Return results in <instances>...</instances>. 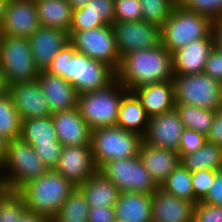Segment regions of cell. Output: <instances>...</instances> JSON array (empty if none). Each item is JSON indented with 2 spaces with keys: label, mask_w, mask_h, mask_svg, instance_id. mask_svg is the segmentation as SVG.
Wrapping results in <instances>:
<instances>
[{
  "label": "cell",
  "mask_w": 222,
  "mask_h": 222,
  "mask_svg": "<svg viewBox=\"0 0 222 222\" xmlns=\"http://www.w3.org/2000/svg\"><path fill=\"white\" fill-rule=\"evenodd\" d=\"M185 9L208 16L212 21L222 19V0H184Z\"/></svg>",
  "instance_id": "cell-36"
},
{
  "label": "cell",
  "mask_w": 222,
  "mask_h": 222,
  "mask_svg": "<svg viewBox=\"0 0 222 222\" xmlns=\"http://www.w3.org/2000/svg\"><path fill=\"white\" fill-rule=\"evenodd\" d=\"M38 82L52 113L78 108L76 88L59 75L39 71Z\"/></svg>",
  "instance_id": "cell-18"
},
{
  "label": "cell",
  "mask_w": 222,
  "mask_h": 222,
  "mask_svg": "<svg viewBox=\"0 0 222 222\" xmlns=\"http://www.w3.org/2000/svg\"><path fill=\"white\" fill-rule=\"evenodd\" d=\"M142 20V9L139 0H115L114 21Z\"/></svg>",
  "instance_id": "cell-38"
},
{
  "label": "cell",
  "mask_w": 222,
  "mask_h": 222,
  "mask_svg": "<svg viewBox=\"0 0 222 222\" xmlns=\"http://www.w3.org/2000/svg\"><path fill=\"white\" fill-rule=\"evenodd\" d=\"M103 25H107V23L101 17H98L94 12H86L80 7L73 10L69 31H84Z\"/></svg>",
  "instance_id": "cell-37"
},
{
  "label": "cell",
  "mask_w": 222,
  "mask_h": 222,
  "mask_svg": "<svg viewBox=\"0 0 222 222\" xmlns=\"http://www.w3.org/2000/svg\"><path fill=\"white\" fill-rule=\"evenodd\" d=\"M57 137L62 146L91 145V129L78 108L52 113Z\"/></svg>",
  "instance_id": "cell-20"
},
{
  "label": "cell",
  "mask_w": 222,
  "mask_h": 222,
  "mask_svg": "<svg viewBox=\"0 0 222 222\" xmlns=\"http://www.w3.org/2000/svg\"><path fill=\"white\" fill-rule=\"evenodd\" d=\"M19 222H52L48 217L26 211Z\"/></svg>",
  "instance_id": "cell-49"
},
{
  "label": "cell",
  "mask_w": 222,
  "mask_h": 222,
  "mask_svg": "<svg viewBox=\"0 0 222 222\" xmlns=\"http://www.w3.org/2000/svg\"><path fill=\"white\" fill-rule=\"evenodd\" d=\"M35 5L41 26L69 33L73 9L67 0H38Z\"/></svg>",
  "instance_id": "cell-27"
},
{
  "label": "cell",
  "mask_w": 222,
  "mask_h": 222,
  "mask_svg": "<svg viewBox=\"0 0 222 222\" xmlns=\"http://www.w3.org/2000/svg\"><path fill=\"white\" fill-rule=\"evenodd\" d=\"M20 138L30 145L61 144L51 116L22 120Z\"/></svg>",
  "instance_id": "cell-28"
},
{
  "label": "cell",
  "mask_w": 222,
  "mask_h": 222,
  "mask_svg": "<svg viewBox=\"0 0 222 222\" xmlns=\"http://www.w3.org/2000/svg\"><path fill=\"white\" fill-rule=\"evenodd\" d=\"M138 156L158 187L180 163L176 151L154 147L144 142L141 143Z\"/></svg>",
  "instance_id": "cell-22"
},
{
  "label": "cell",
  "mask_w": 222,
  "mask_h": 222,
  "mask_svg": "<svg viewBox=\"0 0 222 222\" xmlns=\"http://www.w3.org/2000/svg\"><path fill=\"white\" fill-rule=\"evenodd\" d=\"M114 3L115 0H90L81 8L86 12H94L108 25H112L114 22Z\"/></svg>",
  "instance_id": "cell-41"
},
{
  "label": "cell",
  "mask_w": 222,
  "mask_h": 222,
  "mask_svg": "<svg viewBox=\"0 0 222 222\" xmlns=\"http://www.w3.org/2000/svg\"><path fill=\"white\" fill-rule=\"evenodd\" d=\"M149 120L141 101L133 92H127L119 105L116 126L144 137Z\"/></svg>",
  "instance_id": "cell-25"
},
{
  "label": "cell",
  "mask_w": 222,
  "mask_h": 222,
  "mask_svg": "<svg viewBox=\"0 0 222 222\" xmlns=\"http://www.w3.org/2000/svg\"><path fill=\"white\" fill-rule=\"evenodd\" d=\"M89 205L82 190L76 186L62 204L52 222H87Z\"/></svg>",
  "instance_id": "cell-31"
},
{
  "label": "cell",
  "mask_w": 222,
  "mask_h": 222,
  "mask_svg": "<svg viewBox=\"0 0 222 222\" xmlns=\"http://www.w3.org/2000/svg\"><path fill=\"white\" fill-rule=\"evenodd\" d=\"M142 20L161 27L176 5L173 0H139Z\"/></svg>",
  "instance_id": "cell-34"
},
{
  "label": "cell",
  "mask_w": 222,
  "mask_h": 222,
  "mask_svg": "<svg viewBox=\"0 0 222 222\" xmlns=\"http://www.w3.org/2000/svg\"><path fill=\"white\" fill-rule=\"evenodd\" d=\"M7 91V85L5 83V80L3 78V72L2 68L0 66V95L5 93Z\"/></svg>",
  "instance_id": "cell-53"
},
{
  "label": "cell",
  "mask_w": 222,
  "mask_h": 222,
  "mask_svg": "<svg viewBox=\"0 0 222 222\" xmlns=\"http://www.w3.org/2000/svg\"><path fill=\"white\" fill-rule=\"evenodd\" d=\"M211 34L214 48L222 52V19L213 21Z\"/></svg>",
  "instance_id": "cell-48"
},
{
  "label": "cell",
  "mask_w": 222,
  "mask_h": 222,
  "mask_svg": "<svg viewBox=\"0 0 222 222\" xmlns=\"http://www.w3.org/2000/svg\"><path fill=\"white\" fill-rule=\"evenodd\" d=\"M11 191H17L28 181L41 177L49 168L40 160L34 148L21 138L10 140L7 157L0 166Z\"/></svg>",
  "instance_id": "cell-7"
},
{
  "label": "cell",
  "mask_w": 222,
  "mask_h": 222,
  "mask_svg": "<svg viewBox=\"0 0 222 222\" xmlns=\"http://www.w3.org/2000/svg\"><path fill=\"white\" fill-rule=\"evenodd\" d=\"M175 4H181L184 0H173Z\"/></svg>",
  "instance_id": "cell-55"
},
{
  "label": "cell",
  "mask_w": 222,
  "mask_h": 222,
  "mask_svg": "<svg viewBox=\"0 0 222 222\" xmlns=\"http://www.w3.org/2000/svg\"><path fill=\"white\" fill-rule=\"evenodd\" d=\"M152 222H194L195 203L177 198L160 187L151 195Z\"/></svg>",
  "instance_id": "cell-19"
},
{
  "label": "cell",
  "mask_w": 222,
  "mask_h": 222,
  "mask_svg": "<svg viewBox=\"0 0 222 222\" xmlns=\"http://www.w3.org/2000/svg\"><path fill=\"white\" fill-rule=\"evenodd\" d=\"M28 40L35 66L39 71L47 70L55 55L70 43L68 32L43 26Z\"/></svg>",
  "instance_id": "cell-17"
},
{
  "label": "cell",
  "mask_w": 222,
  "mask_h": 222,
  "mask_svg": "<svg viewBox=\"0 0 222 222\" xmlns=\"http://www.w3.org/2000/svg\"><path fill=\"white\" fill-rule=\"evenodd\" d=\"M9 141L8 138L0 133V166L6 160Z\"/></svg>",
  "instance_id": "cell-50"
},
{
  "label": "cell",
  "mask_w": 222,
  "mask_h": 222,
  "mask_svg": "<svg viewBox=\"0 0 222 222\" xmlns=\"http://www.w3.org/2000/svg\"><path fill=\"white\" fill-rule=\"evenodd\" d=\"M194 222H222V207L198 202L194 208Z\"/></svg>",
  "instance_id": "cell-42"
},
{
  "label": "cell",
  "mask_w": 222,
  "mask_h": 222,
  "mask_svg": "<svg viewBox=\"0 0 222 222\" xmlns=\"http://www.w3.org/2000/svg\"><path fill=\"white\" fill-rule=\"evenodd\" d=\"M78 187L84 193L89 208L114 207L120 193L115 184L99 172Z\"/></svg>",
  "instance_id": "cell-26"
},
{
  "label": "cell",
  "mask_w": 222,
  "mask_h": 222,
  "mask_svg": "<svg viewBox=\"0 0 222 222\" xmlns=\"http://www.w3.org/2000/svg\"><path fill=\"white\" fill-rule=\"evenodd\" d=\"M172 54L162 45L133 51L121 57L116 80L128 92L154 83L173 81Z\"/></svg>",
  "instance_id": "cell-2"
},
{
  "label": "cell",
  "mask_w": 222,
  "mask_h": 222,
  "mask_svg": "<svg viewBox=\"0 0 222 222\" xmlns=\"http://www.w3.org/2000/svg\"><path fill=\"white\" fill-rule=\"evenodd\" d=\"M143 137L117 126L101 127L91 131V148L99 169L111 160L138 156Z\"/></svg>",
  "instance_id": "cell-6"
},
{
  "label": "cell",
  "mask_w": 222,
  "mask_h": 222,
  "mask_svg": "<svg viewBox=\"0 0 222 222\" xmlns=\"http://www.w3.org/2000/svg\"><path fill=\"white\" fill-rule=\"evenodd\" d=\"M7 92L21 120L52 115L47 99L37 79L9 85Z\"/></svg>",
  "instance_id": "cell-15"
},
{
  "label": "cell",
  "mask_w": 222,
  "mask_h": 222,
  "mask_svg": "<svg viewBox=\"0 0 222 222\" xmlns=\"http://www.w3.org/2000/svg\"><path fill=\"white\" fill-rule=\"evenodd\" d=\"M160 188L177 198L195 203L191 172L181 163L170 173Z\"/></svg>",
  "instance_id": "cell-32"
},
{
  "label": "cell",
  "mask_w": 222,
  "mask_h": 222,
  "mask_svg": "<svg viewBox=\"0 0 222 222\" xmlns=\"http://www.w3.org/2000/svg\"><path fill=\"white\" fill-rule=\"evenodd\" d=\"M114 207L89 208L87 222H115Z\"/></svg>",
  "instance_id": "cell-46"
},
{
  "label": "cell",
  "mask_w": 222,
  "mask_h": 222,
  "mask_svg": "<svg viewBox=\"0 0 222 222\" xmlns=\"http://www.w3.org/2000/svg\"><path fill=\"white\" fill-rule=\"evenodd\" d=\"M217 172L214 170H202L191 173L195 204L206 197Z\"/></svg>",
  "instance_id": "cell-40"
},
{
  "label": "cell",
  "mask_w": 222,
  "mask_h": 222,
  "mask_svg": "<svg viewBox=\"0 0 222 222\" xmlns=\"http://www.w3.org/2000/svg\"><path fill=\"white\" fill-rule=\"evenodd\" d=\"M203 73L222 84V52L215 48L210 51Z\"/></svg>",
  "instance_id": "cell-44"
},
{
  "label": "cell",
  "mask_w": 222,
  "mask_h": 222,
  "mask_svg": "<svg viewBox=\"0 0 222 222\" xmlns=\"http://www.w3.org/2000/svg\"><path fill=\"white\" fill-rule=\"evenodd\" d=\"M40 26L34 1L7 0L0 35L28 39Z\"/></svg>",
  "instance_id": "cell-13"
},
{
  "label": "cell",
  "mask_w": 222,
  "mask_h": 222,
  "mask_svg": "<svg viewBox=\"0 0 222 222\" xmlns=\"http://www.w3.org/2000/svg\"><path fill=\"white\" fill-rule=\"evenodd\" d=\"M115 42L121 57L133 51L152 49L161 44L160 27L139 21H114Z\"/></svg>",
  "instance_id": "cell-12"
},
{
  "label": "cell",
  "mask_w": 222,
  "mask_h": 222,
  "mask_svg": "<svg viewBox=\"0 0 222 222\" xmlns=\"http://www.w3.org/2000/svg\"><path fill=\"white\" fill-rule=\"evenodd\" d=\"M175 109L184 128L207 135L212 125L215 111L188 104H176Z\"/></svg>",
  "instance_id": "cell-30"
},
{
  "label": "cell",
  "mask_w": 222,
  "mask_h": 222,
  "mask_svg": "<svg viewBox=\"0 0 222 222\" xmlns=\"http://www.w3.org/2000/svg\"><path fill=\"white\" fill-rule=\"evenodd\" d=\"M46 71L70 82L78 94L103 89L116 80L112 67L78 53L71 43L55 55Z\"/></svg>",
  "instance_id": "cell-1"
},
{
  "label": "cell",
  "mask_w": 222,
  "mask_h": 222,
  "mask_svg": "<svg viewBox=\"0 0 222 222\" xmlns=\"http://www.w3.org/2000/svg\"><path fill=\"white\" fill-rule=\"evenodd\" d=\"M6 2H7V0H0V26H1L3 16L5 13Z\"/></svg>",
  "instance_id": "cell-54"
},
{
  "label": "cell",
  "mask_w": 222,
  "mask_h": 222,
  "mask_svg": "<svg viewBox=\"0 0 222 222\" xmlns=\"http://www.w3.org/2000/svg\"><path fill=\"white\" fill-rule=\"evenodd\" d=\"M128 90L117 80L107 87L78 95V109L91 130L114 127L119 105Z\"/></svg>",
  "instance_id": "cell-5"
},
{
  "label": "cell",
  "mask_w": 222,
  "mask_h": 222,
  "mask_svg": "<svg viewBox=\"0 0 222 222\" xmlns=\"http://www.w3.org/2000/svg\"><path fill=\"white\" fill-rule=\"evenodd\" d=\"M0 66L7 87L38 79L39 70L27 38L0 35Z\"/></svg>",
  "instance_id": "cell-8"
},
{
  "label": "cell",
  "mask_w": 222,
  "mask_h": 222,
  "mask_svg": "<svg viewBox=\"0 0 222 222\" xmlns=\"http://www.w3.org/2000/svg\"><path fill=\"white\" fill-rule=\"evenodd\" d=\"M54 170L75 186L84 183L98 172L91 145L64 146Z\"/></svg>",
  "instance_id": "cell-14"
},
{
  "label": "cell",
  "mask_w": 222,
  "mask_h": 222,
  "mask_svg": "<svg viewBox=\"0 0 222 222\" xmlns=\"http://www.w3.org/2000/svg\"><path fill=\"white\" fill-rule=\"evenodd\" d=\"M10 187L8 186L7 180L5 176L2 174L0 170V202L10 193Z\"/></svg>",
  "instance_id": "cell-51"
},
{
  "label": "cell",
  "mask_w": 222,
  "mask_h": 222,
  "mask_svg": "<svg viewBox=\"0 0 222 222\" xmlns=\"http://www.w3.org/2000/svg\"><path fill=\"white\" fill-rule=\"evenodd\" d=\"M69 40L78 53L103 62L115 71L118 70L121 56L117 49L112 25L107 24L84 31H69Z\"/></svg>",
  "instance_id": "cell-11"
},
{
  "label": "cell",
  "mask_w": 222,
  "mask_h": 222,
  "mask_svg": "<svg viewBox=\"0 0 222 222\" xmlns=\"http://www.w3.org/2000/svg\"><path fill=\"white\" fill-rule=\"evenodd\" d=\"M207 142L206 135L184 128L178 145V156L181 158L186 154L196 152Z\"/></svg>",
  "instance_id": "cell-39"
},
{
  "label": "cell",
  "mask_w": 222,
  "mask_h": 222,
  "mask_svg": "<svg viewBox=\"0 0 222 222\" xmlns=\"http://www.w3.org/2000/svg\"><path fill=\"white\" fill-rule=\"evenodd\" d=\"M184 125L176 111L150 117L143 142L154 147L178 151Z\"/></svg>",
  "instance_id": "cell-16"
},
{
  "label": "cell",
  "mask_w": 222,
  "mask_h": 222,
  "mask_svg": "<svg viewBox=\"0 0 222 222\" xmlns=\"http://www.w3.org/2000/svg\"><path fill=\"white\" fill-rule=\"evenodd\" d=\"M40 160L49 168L54 169L61 155L62 144L32 145Z\"/></svg>",
  "instance_id": "cell-43"
},
{
  "label": "cell",
  "mask_w": 222,
  "mask_h": 222,
  "mask_svg": "<svg viewBox=\"0 0 222 222\" xmlns=\"http://www.w3.org/2000/svg\"><path fill=\"white\" fill-rule=\"evenodd\" d=\"M175 103L218 111L222 108V84L205 73L174 75Z\"/></svg>",
  "instance_id": "cell-9"
},
{
  "label": "cell",
  "mask_w": 222,
  "mask_h": 222,
  "mask_svg": "<svg viewBox=\"0 0 222 222\" xmlns=\"http://www.w3.org/2000/svg\"><path fill=\"white\" fill-rule=\"evenodd\" d=\"M180 163L191 173L202 170H222V147L206 142L196 152L180 158Z\"/></svg>",
  "instance_id": "cell-29"
},
{
  "label": "cell",
  "mask_w": 222,
  "mask_h": 222,
  "mask_svg": "<svg viewBox=\"0 0 222 222\" xmlns=\"http://www.w3.org/2000/svg\"><path fill=\"white\" fill-rule=\"evenodd\" d=\"M98 172L115 184L119 192H136L152 195L159 187L144 167L139 156L111 160Z\"/></svg>",
  "instance_id": "cell-10"
},
{
  "label": "cell",
  "mask_w": 222,
  "mask_h": 222,
  "mask_svg": "<svg viewBox=\"0 0 222 222\" xmlns=\"http://www.w3.org/2000/svg\"><path fill=\"white\" fill-rule=\"evenodd\" d=\"M206 137L207 142L222 147V108L215 111L212 125Z\"/></svg>",
  "instance_id": "cell-47"
},
{
  "label": "cell",
  "mask_w": 222,
  "mask_h": 222,
  "mask_svg": "<svg viewBox=\"0 0 222 222\" xmlns=\"http://www.w3.org/2000/svg\"><path fill=\"white\" fill-rule=\"evenodd\" d=\"M68 3L71 5V8L77 9L80 7H83L84 5H86L90 0H67Z\"/></svg>",
  "instance_id": "cell-52"
},
{
  "label": "cell",
  "mask_w": 222,
  "mask_h": 222,
  "mask_svg": "<svg viewBox=\"0 0 222 222\" xmlns=\"http://www.w3.org/2000/svg\"><path fill=\"white\" fill-rule=\"evenodd\" d=\"M75 185L54 169L32 179L17 192L22 196L27 211L53 219L75 189Z\"/></svg>",
  "instance_id": "cell-3"
},
{
  "label": "cell",
  "mask_w": 222,
  "mask_h": 222,
  "mask_svg": "<svg viewBox=\"0 0 222 222\" xmlns=\"http://www.w3.org/2000/svg\"><path fill=\"white\" fill-rule=\"evenodd\" d=\"M132 92L141 101L149 117L175 109V86L173 81H164L138 87Z\"/></svg>",
  "instance_id": "cell-23"
},
{
  "label": "cell",
  "mask_w": 222,
  "mask_h": 222,
  "mask_svg": "<svg viewBox=\"0 0 222 222\" xmlns=\"http://www.w3.org/2000/svg\"><path fill=\"white\" fill-rule=\"evenodd\" d=\"M201 202L222 207V170L216 173L206 197Z\"/></svg>",
  "instance_id": "cell-45"
},
{
  "label": "cell",
  "mask_w": 222,
  "mask_h": 222,
  "mask_svg": "<svg viewBox=\"0 0 222 222\" xmlns=\"http://www.w3.org/2000/svg\"><path fill=\"white\" fill-rule=\"evenodd\" d=\"M26 211L22 196L17 191H11L0 202V222H19Z\"/></svg>",
  "instance_id": "cell-35"
},
{
  "label": "cell",
  "mask_w": 222,
  "mask_h": 222,
  "mask_svg": "<svg viewBox=\"0 0 222 222\" xmlns=\"http://www.w3.org/2000/svg\"><path fill=\"white\" fill-rule=\"evenodd\" d=\"M22 120L9 93L0 95V133L9 140L20 138Z\"/></svg>",
  "instance_id": "cell-33"
},
{
  "label": "cell",
  "mask_w": 222,
  "mask_h": 222,
  "mask_svg": "<svg viewBox=\"0 0 222 222\" xmlns=\"http://www.w3.org/2000/svg\"><path fill=\"white\" fill-rule=\"evenodd\" d=\"M114 211L119 222H152L151 195L120 192Z\"/></svg>",
  "instance_id": "cell-24"
},
{
  "label": "cell",
  "mask_w": 222,
  "mask_h": 222,
  "mask_svg": "<svg viewBox=\"0 0 222 222\" xmlns=\"http://www.w3.org/2000/svg\"><path fill=\"white\" fill-rule=\"evenodd\" d=\"M212 23L208 16L176 4L160 27L161 44L172 54L190 42L206 38L211 33Z\"/></svg>",
  "instance_id": "cell-4"
},
{
  "label": "cell",
  "mask_w": 222,
  "mask_h": 222,
  "mask_svg": "<svg viewBox=\"0 0 222 222\" xmlns=\"http://www.w3.org/2000/svg\"><path fill=\"white\" fill-rule=\"evenodd\" d=\"M214 48L210 33L172 53L173 74L188 75L203 73L210 51Z\"/></svg>",
  "instance_id": "cell-21"
}]
</instances>
